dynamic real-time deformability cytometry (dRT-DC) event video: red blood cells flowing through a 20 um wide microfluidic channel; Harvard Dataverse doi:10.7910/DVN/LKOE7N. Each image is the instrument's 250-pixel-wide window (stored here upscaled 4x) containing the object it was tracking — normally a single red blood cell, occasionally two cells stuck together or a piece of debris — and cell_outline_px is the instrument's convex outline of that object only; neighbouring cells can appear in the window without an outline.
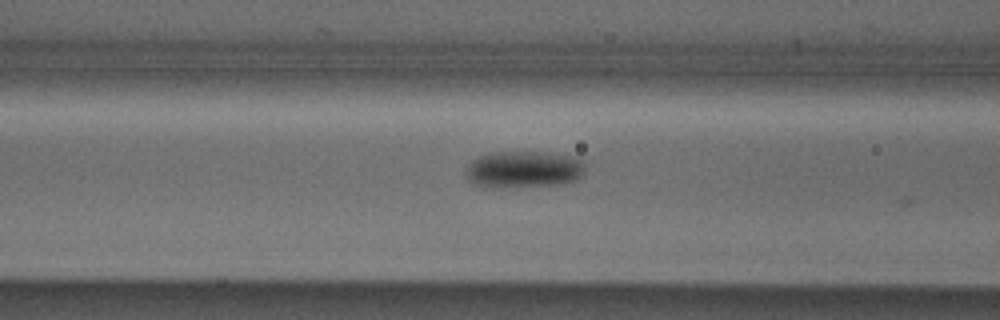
{"species": "Egyptian fruit bat (a non-hibernating species)", "species_latin": "Rousettus aegyptiacus", "temperature_condition": "cold", "stored_images_in_passage": 4, "camera_frame_rate_fps": 3000, "um_per_image_px": 0.085, "animal": {"sex": "male"}, "frame": {"image": 1, "passage_image": 3, "time_ms": 0.667, "image_size_px": [1000, 320], "cell_outline_px": [[584, 172], [576, 180], [556, 184], [472, 184], [468, 180], [468, 164], [480, 156], [492, 152], [544, 152], [572, 156], [584, 160]], "centroid_in_image_um": [44.6, 14.32], "position_along_channel_um": 122.0, "area_um2": 24.22}}